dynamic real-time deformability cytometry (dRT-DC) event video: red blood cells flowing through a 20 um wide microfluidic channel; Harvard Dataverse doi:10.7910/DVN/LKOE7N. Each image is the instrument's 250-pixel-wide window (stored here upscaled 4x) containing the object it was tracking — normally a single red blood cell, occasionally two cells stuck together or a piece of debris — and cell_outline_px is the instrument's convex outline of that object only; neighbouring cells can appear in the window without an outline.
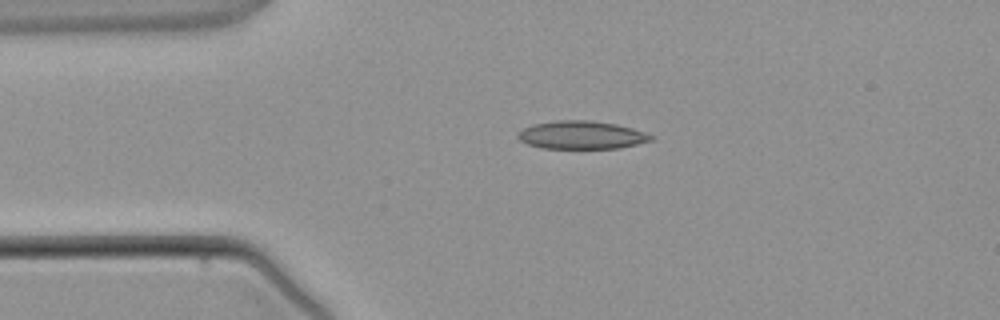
{"species": "common noctule bat (a hibernating species)", "species_latin": "Nyctalus noctula", "temperature_condition": "warm", "stored_images_in_passage": 2, "camera_frame_rate_fps": 3000, "um_per_image_px": 0.085, "animal": {"sex": "male", "body_mass_g": 21.5, "forearm_length_mm": 52.0}, "frame": {"image": 1, "passage_image": 1, "time_ms": 0.0, "image_size_px": [1000, 320], "cell_outline_px": [[656, 140], [620, 148], [540, 148], [528, 144], [520, 140], [516, 136], [516, 132], [532, 124], [556, 120], [588, 120], [616, 124], [632, 128], [656, 136]], "centroid_in_image_um": [49.45, 11.47], "position_along_channel_um": 35.6, "area_um2": 22.02}}